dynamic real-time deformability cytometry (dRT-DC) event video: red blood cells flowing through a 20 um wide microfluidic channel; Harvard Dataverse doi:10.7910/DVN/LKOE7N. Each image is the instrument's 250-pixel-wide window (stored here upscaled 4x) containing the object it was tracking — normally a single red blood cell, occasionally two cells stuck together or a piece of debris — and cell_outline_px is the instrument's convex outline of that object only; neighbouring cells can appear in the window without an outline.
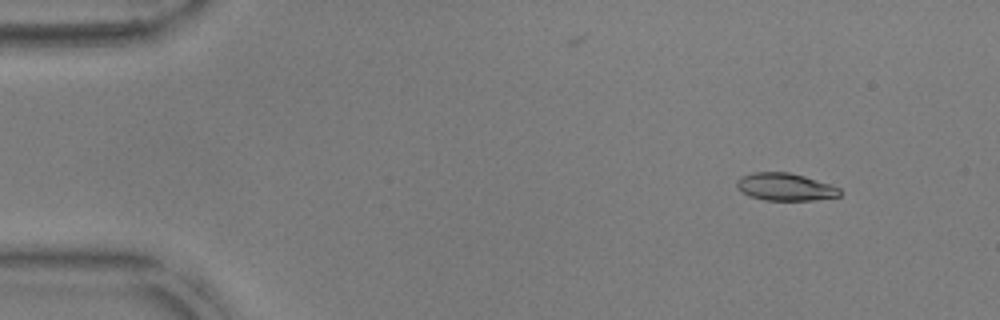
{"species": "common noctule bat (a hibernating species)", "species_latin": "Nyctalus noctula", "temperature_condition": "warm", "stored_images_in_passage": 17, "camera_frame_rate_fps": 3000, "um_per_image_px": 0.085, "animal": {"sex": "male", "body_mass_g": 17.9, "forearm_length_mm": 54.2}, "frame": {"image": 1, "passage_image": 6, "time_ms": 1.667, "image_size_px": [1000, 320], "cell_outline_px": [[840, 196], [812, 200], [764, 200], [748, 196], [736, 184], [736, 180], [740, 176], [752, 172], [788, 172], [804, 176], [840, 188]], "centroid_in_image_um": [66.71, 15.88], "position_along_channel_um": 18.3, "area_um2": 16.36}}
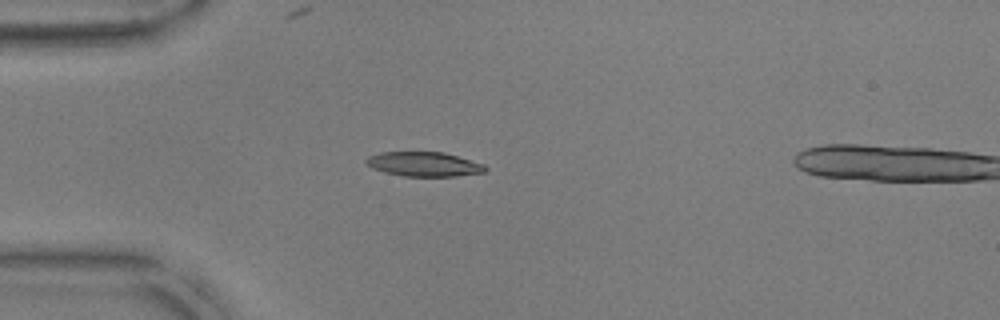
{"frame": {"image": 2, "passage_image": 15, "time_ms": 4.667, "image_size_px": [1000, 320], "cell_outline_px": [[488, 168], [484, 172], [456, 176], [404, 176], [384, 172], [372, 168], [364, 160], [368, 156], [380, 152], [444, 152], [484, 164]], "centroid_in_image_um": [36.03, 13.95], "position_along_channel_um": 49.0, "area_um2": 16.94}}